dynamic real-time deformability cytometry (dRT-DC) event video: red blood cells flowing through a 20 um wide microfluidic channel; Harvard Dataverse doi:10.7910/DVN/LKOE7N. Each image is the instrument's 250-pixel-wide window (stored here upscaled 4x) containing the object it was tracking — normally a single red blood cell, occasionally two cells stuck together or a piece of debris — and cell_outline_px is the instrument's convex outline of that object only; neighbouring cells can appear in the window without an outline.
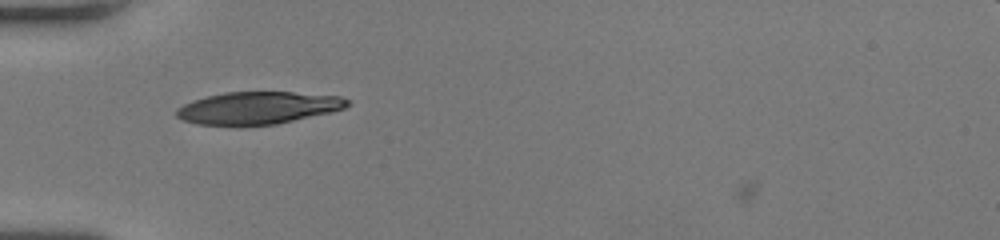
{"species": "human", "species_latin": "Homo sapiens", "temperature_condition": "room temperature", "stored_images_in_passage": 40, "camera_frame_rate_fps": 3000, "um_per_image_px": 0.085, "donor": {"sex": "female"}, "frame": {"image": 1, "passage_image": 6, "time_ms": 1.667, "image_size_px": [1000, 240], "cell_outline_px": [[348, 104], [344, 108], [332, 112], [276, 124], [240, 128], [196, 124], [184, 120], [176, 116], [176, 108], [192, 100], [224, 92], [292, 92], [340, 96], [348, 100]], "centroid_in_image_um": [21.87, 9.21], "position_along_channel_um": 63.1, "area_um2": 32.89}}
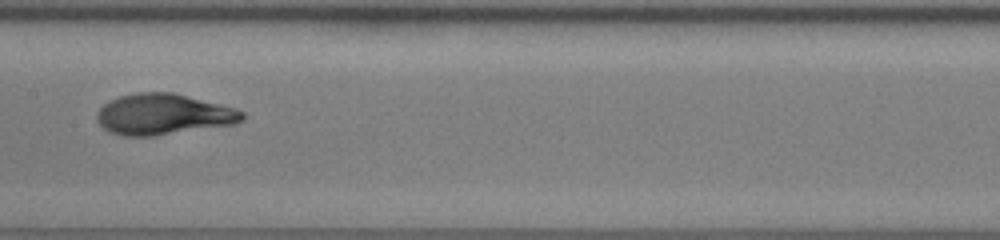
{"frame": {"image": 2, "passage_image": 16, "time_ms": 5.0, "image_size_px": [1000, 240], "cell_outline_px": [[244, 120], [236, 124], [152, 136], [124, 136], [108, 132], [100, 124], [96, 116], [96, 112], [104, 104], [120, 96], [136, 92], [172, 92], [236, 108], [244, 112]], "centroid_in_image_um": [13.9, 9.72], "position_along_channel_um": 193.5, "area_um2": 34.62}}
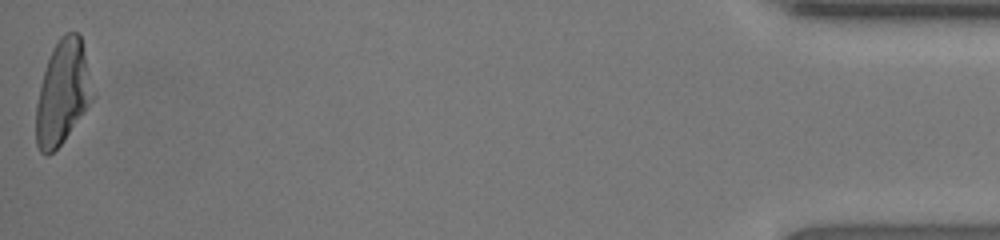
{"frame": {"image": 3, "passage_image": 40, "time_ms": 13.0, "image_size_px": [1000, 240], "cell_outline_px": [[96, 96], [64, 140], [48, 156], [44, 156], [40, 152], [36, 144], [36, 104], [40, 84], [48, 60], [60, 36], [64, 32], [80, 32]], "centroid_in_image_um": [5.35, 7.86], "position_along_channel_um": 429.8, "area_um2": 34.51}, "authors_computed_cell_mechanics": {"area_um2": 33.4084, "velocity_mm_per_s": 4.095, "shape_relaxation_time_tau1_ms": 3.9668, "shape_relaxation_time_tau2_ms": null, "deformation_change_tau1": 0.2274, "deformation_change_tau2": null}}